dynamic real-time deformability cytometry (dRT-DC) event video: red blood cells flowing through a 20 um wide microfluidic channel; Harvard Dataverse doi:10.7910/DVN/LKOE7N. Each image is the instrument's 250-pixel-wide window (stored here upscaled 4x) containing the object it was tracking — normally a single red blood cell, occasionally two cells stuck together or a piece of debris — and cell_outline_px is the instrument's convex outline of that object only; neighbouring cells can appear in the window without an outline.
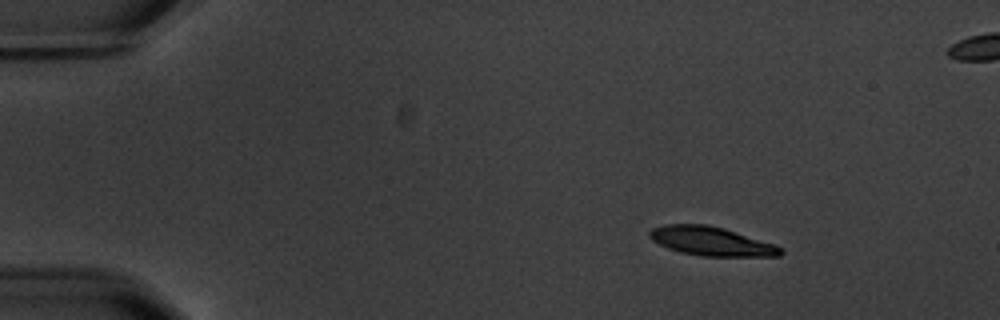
{"species": "common noctule bat (a hibernating species)", "species_latin": "Nyctalus noctula", "temperature_condition": "warm", "stored_images_in_passage": 8, "camera_frame_rate_fps": 3000, "um_per_image_px": 0.085, "animal": {"sex": "male", "body_mass_g": 20.1, "forearm_length_mm": 53.5}, "frame": {"image": 1, "passage_image": 2, "time_ms": 1.0, "image_size_px": [1000, 320], "cell_outline_px": [[784, 252], [780, 256], [700, 256], [680, 252], [668, 248], [652, 240], [648, 236], [648, 232], [652, 228], [664, 224], [708, 224], [724, 228], [776, 244]], "centroid_in_image_um": [60.45, 20.5], "position_along_channel_um": 24.5, "area_um2": 22.2}}
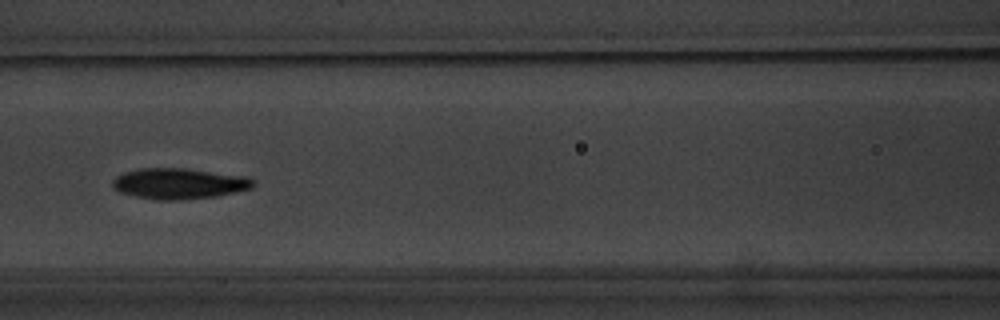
{"frame": {"image": 2, "passage_image": 7, "time_ms": 7.0, "image_size_px": [1000, 320], "cell_outline_px": [[256, 184], [252, 188], [236, 192], [216, 196], [180, 200], [156, 200], [136, 196], [120, 192], [112, 188], [112, 180], [116, 176], [124, 172], [140, 168], [184, 168], [248, 176]], "centroid_in_image_um": [15.22, 15.6], "position_along_channel_um": 151.4, "area_um2": 25.37}}
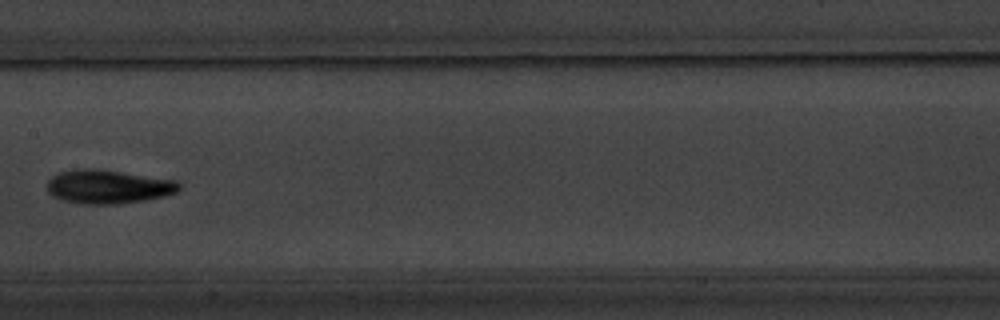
{"frame": {"image": 3, "passage_image": 8, "time_ms": 8.333, "image_size_px": [1000, 320], "cell_outline_px": [[180, 188], [176, 192], [164, 196], [144, 200], [116, 204], [80, 204], [64, 200], [52, 196], [48, 192], [48, 180], [52, 176], [60, 172], [76, 168], [96, 168], [176, 180], [180, 184]], "centroid_in_image_um": [9.17, 15.86], "position_along_channel_um": 198.2, "area_um2": 26.01}}